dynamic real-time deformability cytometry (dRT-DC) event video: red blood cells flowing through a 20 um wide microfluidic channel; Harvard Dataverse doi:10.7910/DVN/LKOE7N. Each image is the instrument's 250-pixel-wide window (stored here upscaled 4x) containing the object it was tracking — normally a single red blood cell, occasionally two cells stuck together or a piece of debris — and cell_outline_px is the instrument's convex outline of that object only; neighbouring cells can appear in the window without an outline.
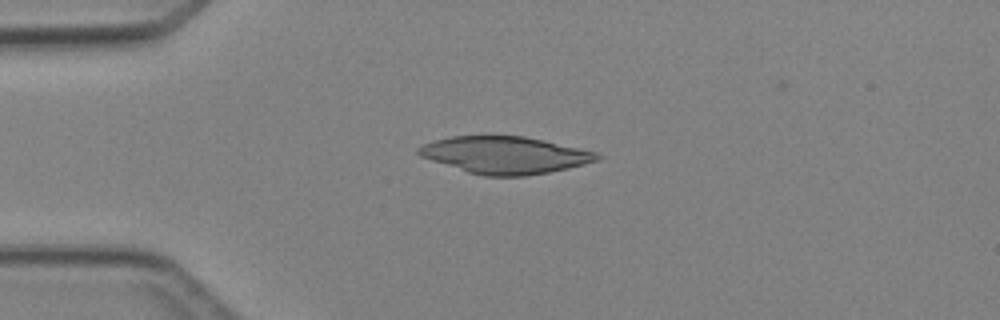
{"species": "Egyptian fruit bat (a non-hibernating species)", "species_latin": "Rousettus aegyptiacus", "temperature_condition": "cold", "stored_images_in_passage": 5, "camera_frame_rate_fps": 3000, "um_per_image_px": 0.085, "animal": {"sex": "female"}, "frame": {"image": 1, "passage_image": 4, "time_ms": 3.333, "image_size_px": [1000, 320], "cell_outline_px": [[604, 156], [600, 160], [568, 168], [548, 172], [524, 176], [484, 176], [468, 172], [420, 156], [416, 152], [416, 148], [424, 144], [436, 140], [452, 136], [524, 136], [544, 140], [596, 152]], "centroid_in_image_um": [42.94, 13.18], "position_along_channel_um": 42.1, "area_um2": 38.38}}